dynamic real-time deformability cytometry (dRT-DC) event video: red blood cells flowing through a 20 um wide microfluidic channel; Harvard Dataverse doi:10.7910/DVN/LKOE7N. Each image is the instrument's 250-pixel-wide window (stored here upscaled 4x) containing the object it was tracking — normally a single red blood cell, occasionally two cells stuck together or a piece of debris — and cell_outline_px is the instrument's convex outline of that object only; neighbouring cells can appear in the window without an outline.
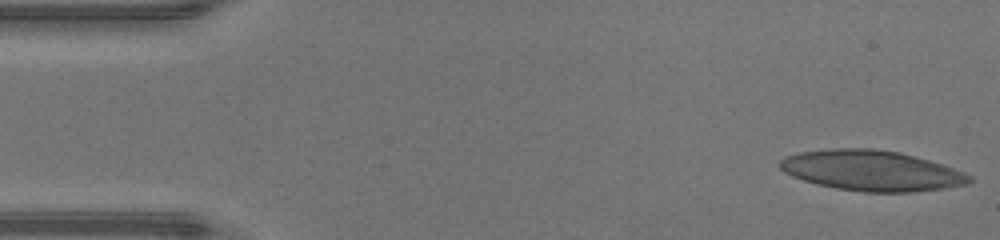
{"species": "human", "species_latin": "Homo sapiens", "temperature_condition": "warm", "stored_images_in_passage": 47, "camera_frame_rate_fps": 3000, "um_per_image_px": 0.085, "donor": {"sex": "male"}, "frame": {"image": 1, "passage_image": 1, "time_ms": 0.0, "image_size_px": [1000, 240], "cell_outline_px": [[972, 180], [968, 184], [944, 188], [912, 192], [864, 192], [836, 188], [816, 184], [792, 176], [784, 172], [780, 168], [780, 160], [784, 156], [800, 152], [832, 148], [872, 148], [900, 152], [928, 160], [964, 172], [972, 176]], "centroid_in_image_um": [74.06, 14.5], "position_along_channel_um": 10.9, "area_um2": 44.56}}
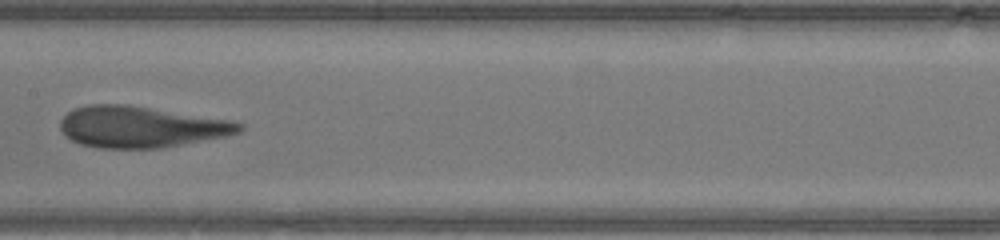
{"frame": {"image": 2, "passage_image": 23, "time_ms": 7.333, "image_size_px": [1000, 240], "cell_outline_px": [[244, 128], [240, 132], [228, 136], [160, 148], [100, 148], [80, 144], [64, 136], [60, 128], [60, 120], [68, 112], [76, 108], [88, 104], [128, 104], [232, 120], [244, 124]], "centroid_in_image_um": [11.99, 10.78], "position_along_channel_um": 195.4, "area_um2": 43.35}}
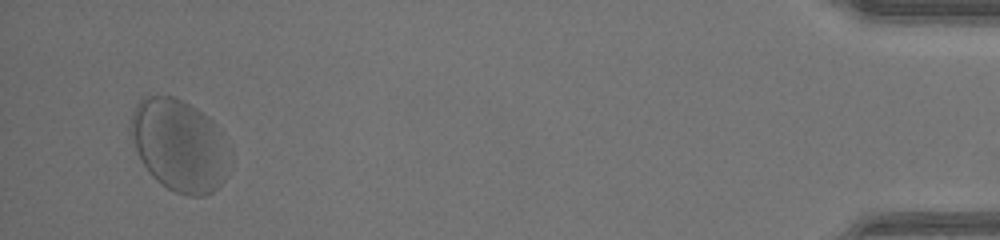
{"frame": {"image": 3, "passage_image": 45, "time_ms": 14.667, "image_size_px": [1000, 240], "cell_outline_px": [[224, 180], [212, 192], [204, 196], [188, 196], [176, 192], [160, 184], [148, 172], [140, 160], [128, 128], [132, 112], [136, 104], [144, 96], [172, 96], [196, 108], [208, 116], [216, 124], [224, 164]], "centroid_in_image_um": [15.1, 12.34], "position_along_channel_um": 420.1, "area_um2": 51.62}, "authors_computed_cell_mechanics": {"area_um2": 43.6968, "velocity_mm_per_s": 4.254, "shape_relaxation_time_tau1_ms": 3.5636, "shape_relaxation_time_tau2_ms": 1.5176, "deformation_change_tau1": 0.1215, "deformation_change_tau2": 0.1147}}